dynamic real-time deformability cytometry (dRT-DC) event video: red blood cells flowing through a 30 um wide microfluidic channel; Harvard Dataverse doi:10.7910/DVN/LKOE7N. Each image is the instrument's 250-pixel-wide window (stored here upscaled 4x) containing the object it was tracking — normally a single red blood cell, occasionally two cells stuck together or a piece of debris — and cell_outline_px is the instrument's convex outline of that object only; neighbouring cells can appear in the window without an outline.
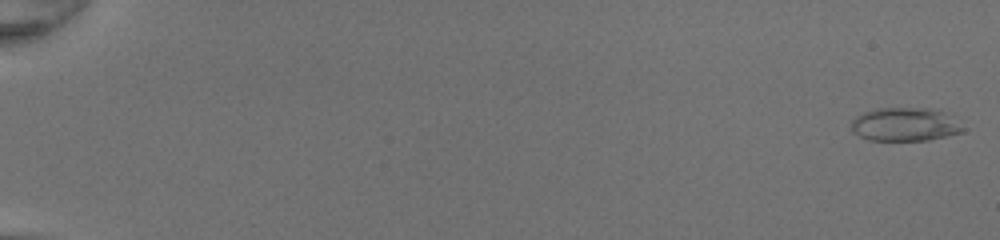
{"species": "common noctule bat (a hibernating species)", "species_latin": "Nyctalus noctula", "temperature_condition": "room temperature", "stored_images_in_passage": 51, "camera_frame_rate_fps": 3000, "um_per_image_px": 0.085, "animal": {"sex": "female", "body_mass_g": 20.0, "forearm_length_mm": 54.0}, "frame": {"image": 1, "passage_image": 1, "time_ms": 0.0, "image_size_px": [1000, 240], "cell_outline_px": [[964, 132], [928, 140], [868, 140], [852, 132], [852, 120], [856, 116], [864, 112], [876, 108], [928, 108], [944, 112], [964, 128]], "centroid_in_image_um": [76.89, 10.58], "position_along_channel_um": 8.1, "area_um2": 21.62}}
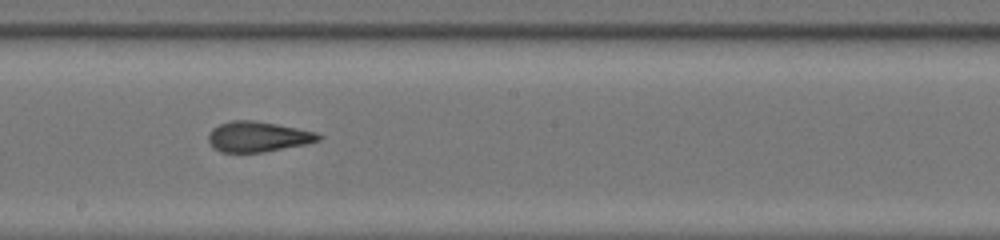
{"frame": {"image": 2, "passage_image": 31, "time_ms": 10.0, "image_size_px": [1000, 240], "cell_outline_px": [[324, 136], [320, 140], [308, 144], [264, 152], [220, 152], [212, 148], [208, 140], [208, 132], [212, 128], [220, 124], [232, 120], [252, 120], [276, 124], [316, 132]], "centroid_in_image_um": [21.91, 11.62], "position_along_channel_um": 226.3, "area_um2": 19.65}}
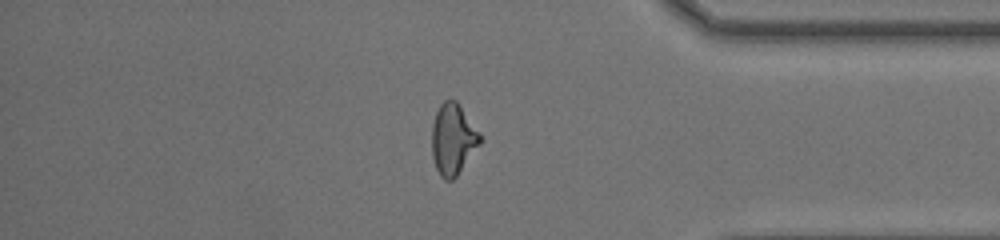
{"frame": {"image": 3, "passage_image": 44, "time_ms": 14.333, "image_size_px": [1000, 240], "cell_outline_px": [[480, 144], [456, 176], [452, 180], [444, 180], [440, 176], [436, 168], [432, 156], [432, 124], [436, 112], [440, 104], [444, 100], [456, 100], [480, 132]], "centroid_in_image_um": [38.49, 11.82], "position_along_channel_um": 396.7, "area_um2": 19.83}, "authors_computed_cell_mechanics": {"area_um2": 20.1144, "velocity_mm_per_s": 4.3035, "shape_relaxation_time_tau1_ms": null, "shape_relaxation_time_tau2_ms": 1.0738, "deformation_change_tau1": null, "deformation_change_tau2": 0.0934}}